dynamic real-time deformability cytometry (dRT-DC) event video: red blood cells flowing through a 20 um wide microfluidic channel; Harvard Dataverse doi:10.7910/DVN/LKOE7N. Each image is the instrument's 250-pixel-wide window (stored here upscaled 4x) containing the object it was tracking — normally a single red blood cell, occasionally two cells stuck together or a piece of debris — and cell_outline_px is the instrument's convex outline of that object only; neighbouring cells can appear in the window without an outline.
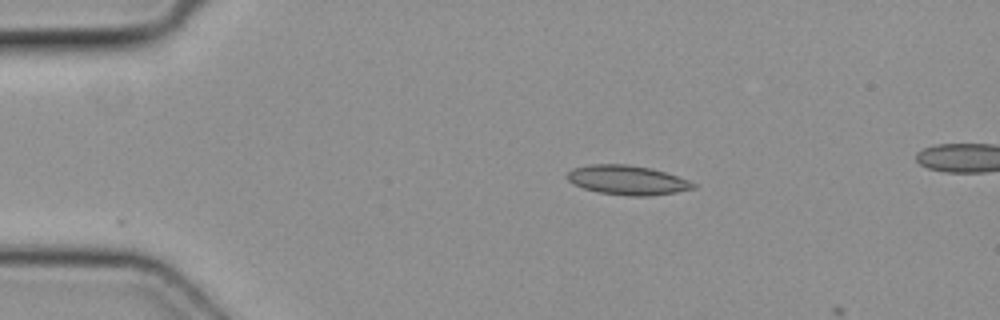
{"species": "common noctule bat (a hibernating species)", "species_latin": "Nyctalus noctula", "temperature_condition": "cold", "stored_images_in_passage": 3, "camera_frame_rate_fps": 3000, "um_per_image_px": 0.085, "animal": {"sex": "female", "body_mass_g": 19.3, "forearm_length_mm": 54.1}, "frame": {"image": 1, "passage_image": 1, "time_ms": 0.0, "image_size_px": [1000, 320], "cell_outline_px": [[696, 188], [676, 192], [648, 196], [628, 196], [600, 192], [584, 188], [572, 184], [568, 180], [568, 172], [572, 168], [588, 164], [628, 164], [652, 168], [688, 180], [696, 184]], "centroid_in_image_um": [53.31, 15.3], "position_along_channel_um": 31.7, "area_um2": 21.56}}